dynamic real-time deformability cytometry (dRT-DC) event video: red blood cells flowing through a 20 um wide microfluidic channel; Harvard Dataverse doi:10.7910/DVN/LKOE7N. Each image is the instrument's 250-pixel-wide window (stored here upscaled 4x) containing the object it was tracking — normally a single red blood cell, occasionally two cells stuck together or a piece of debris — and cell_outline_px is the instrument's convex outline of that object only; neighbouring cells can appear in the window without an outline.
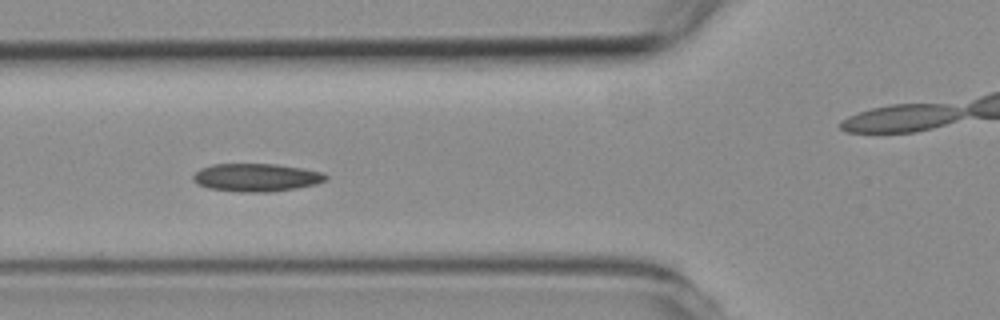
{"species": "common noctule bat (a hibernating species)", "species_latin": "Nyctalus noctula", "temperature_condition": "room temperature", "stored_images_in_passage": 5, "camera_frame_rate_fps": 3000, "um_per_image_px": 0.085, "animal": {"sex": "female", "body_mass_g": 19.3, "forearm_length_mm": 54.1}, "frame": {"image": 1, "passage_image": 2, "time_ms": 1.0, "image_size_px": [1000, 320], "cell_outline_px": [[328, 176], [324, 180], [316, 184], [296, 188], [268, 192], [240, 192], [208, 188], [192, 180], [192, 176], [200, 168], [212, 164], [276, 164], [304, 168], [324, 172]], "centroid_in_image_um": [21.79, 15.08], "position_along_channel_um": 104.0, "area_um2": 21.68}}
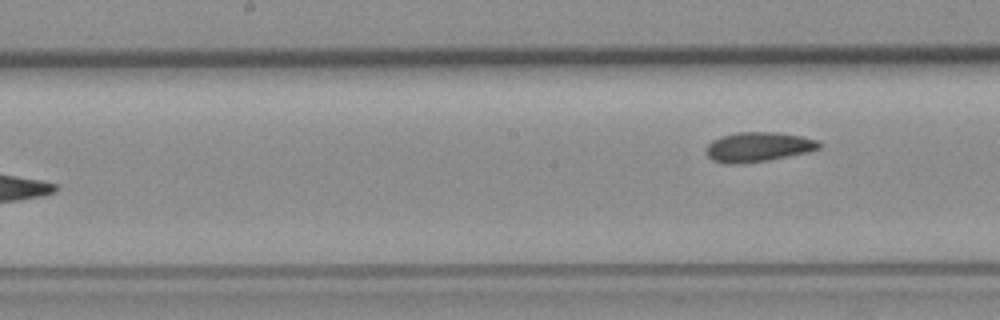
{"frame": {"image": 2, "passage_image": 5, "time_ms": 4.667, "image_size_px": [1000, 320], "cell_outline_px": [[820, 148], [808, 152], [768, 160], [740, 164], [724, 164], [712, 160], [708, 156], [708, 144], [712, 140], [720, 136], [736, 132], [776, 132], [800, 136], [816, 140], [820, 144]], "centroid_in_image_um": [64.42, 12.49], "position_along_channel_um": 183.8, "area_um2": 19.42}}